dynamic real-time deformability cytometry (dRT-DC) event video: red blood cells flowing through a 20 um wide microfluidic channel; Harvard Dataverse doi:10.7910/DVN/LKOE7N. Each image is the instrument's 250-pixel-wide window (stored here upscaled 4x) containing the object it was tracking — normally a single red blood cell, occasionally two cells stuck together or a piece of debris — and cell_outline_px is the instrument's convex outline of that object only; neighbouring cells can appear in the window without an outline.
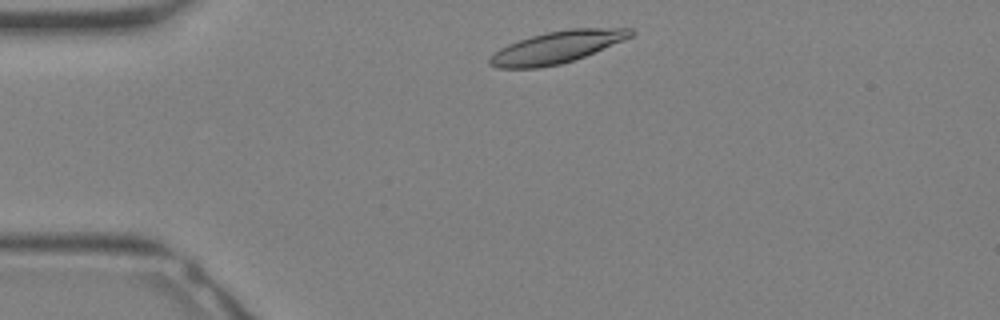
{"species": "Egyptian fruit bat (a non-hibernating species)", "species_latin": "Rousettus aegyptiacus", "temperature_condition": "warm", "stored_images_in_passage": 28, "camera_frame_rate_fps": 3000, "um_per_image_px": 0.085, "animal": {"sex": "female"}, "frame": {"image": 1, "passage_image": 2, "time_ms": 0.333, "image_size_px": [1000, 320], "cell_outline_px": [[636, 32], [632, 36], [624, 40], [584, 56], [560, 64], [536, 68], [496, 68], [488, 64], [488, 60], [500, 48], [508, 44], [532, 36], [548, 32], [568, 28], [632, 28]], "centroid_in_image_um": [47.35, 4.0], "position_along_channel_um": 37.7, "area_um2": 26.01}}
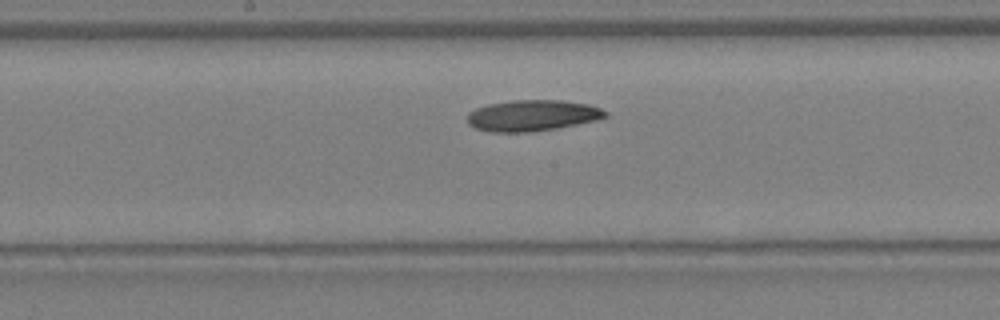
{"frame": {"image": 2, "passage_image": 12, "time_ms": 3.667, "image_size_px": [1000, 320], "cell_outline_px": [[608, 116], [596, 120], [556, 128], [528, 132], [492, 132], [476, 128], [468, 124], [468, 112], [476, 108], [488, 104], [512, 100], [560, 100], [588, 104], [600, 108], [608, 112]], "centroid_in_image_um": [45.24, 9.81], "position_along_channel_um": 203.0, "area_um2": 24.91}}
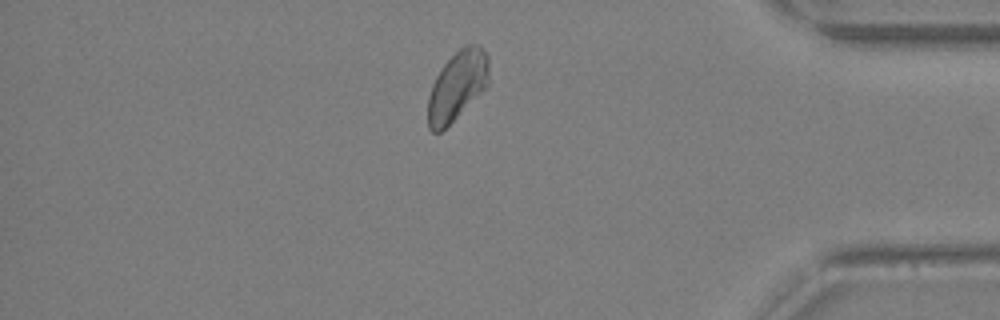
{"frame": {"image": 3, "passage_image": 23, "time_ms": 7.333, "image_size_px": [1000, 320], "cell_outline_px": [[488, 84], [440, 132], [432, 132], [428, 128], [428, 96], [432, 84], [436, 76], [444, 64], [464, 44], [480, 44], [484, 48], [488, 56]], "centroid_in_image_um": [38.85, 7.24], "position_along_channel_um": 396.3, "area_um2": 24.16}}